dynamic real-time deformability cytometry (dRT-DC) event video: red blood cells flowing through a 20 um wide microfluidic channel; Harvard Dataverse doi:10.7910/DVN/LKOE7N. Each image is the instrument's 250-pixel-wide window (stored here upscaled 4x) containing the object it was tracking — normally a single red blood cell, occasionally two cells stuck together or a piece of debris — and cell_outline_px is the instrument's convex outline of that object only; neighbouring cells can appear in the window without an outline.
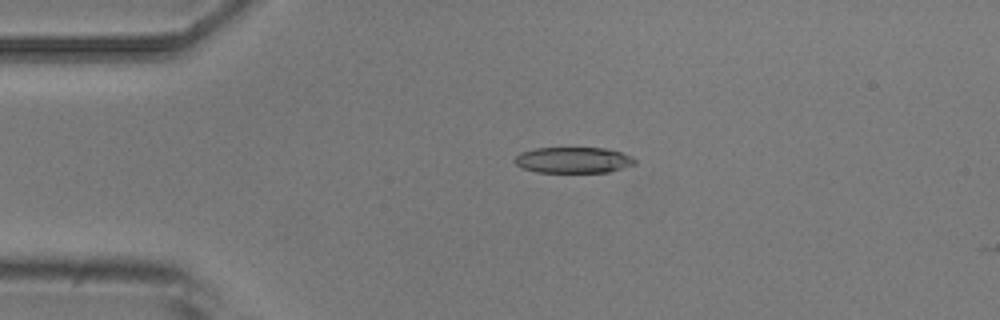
{"species": "common noctule bat (a hibernating species)", "species_latin": "Nyctalus noctula", "temperature_condition": "room temperature", "stored_images_in_passage": 5, "camera_frame_rate_fps": 3000, "um_per_image_px": 0.085, "animal": {"sex": "male", "body_mass_g": 20.5, "forearm_length_mm": 52.5}, "frame": {"image": 1, "passage_image": 4, "time_ms": 3.667, "image_size_px": [1000, 320], "cell_outline_px": [[636, 164], [608, 172], [536, 172], [524, 168], [516, 164], [516, 156], [520, 152], [536, 148], [604, 148], [620, 152], [632, 156], [636, 160]], "centroid_in_image_um": [48.76, 13.6], "position_along_channel_um": 36.2, "area_um2": 18.03}}